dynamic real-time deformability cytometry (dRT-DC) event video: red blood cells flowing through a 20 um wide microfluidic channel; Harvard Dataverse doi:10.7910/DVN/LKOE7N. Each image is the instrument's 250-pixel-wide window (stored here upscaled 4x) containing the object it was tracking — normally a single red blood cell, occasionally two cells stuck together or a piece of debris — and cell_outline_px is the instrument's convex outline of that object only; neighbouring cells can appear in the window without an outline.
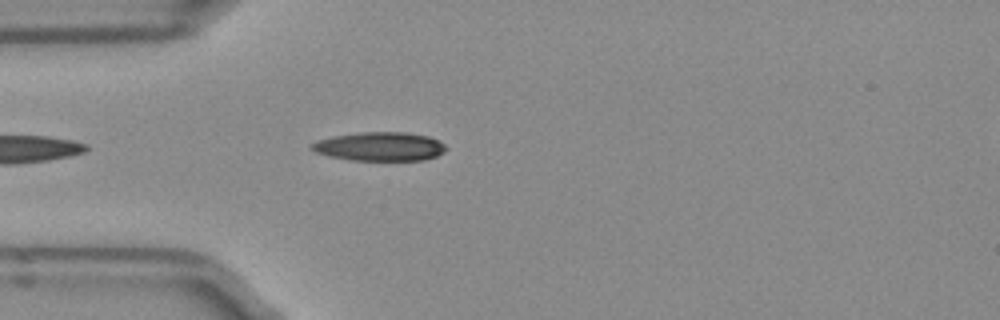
{"species": "Egyptian fruit bat (a non-hibernating species)", "species_latin": "Rousettus aegyptiacus", "temperature_condition": "room temperature", "stored_images_in_passage": 8, "camera_frame_rate_fps": 3000, "um_per_image_px": 0.085, "frame": {"image": 1, "passage_image": 4, "time_ms": 1.0, "image_size_px": [1000, 320], "cell_outline_px": [[448, 148], [444, 152], [436, 156], [424, 160], [348, 160], [328, 156], [316, 152], [308, 148], [308, 144], [316, 140], [332, 136], [360, 132], [408, 132], [428, 136], [444, 144]], "centroid_in_image_um": [32.23, 12.45], "position_along_channel_um": 52.8, "area_um2": 22.83}}